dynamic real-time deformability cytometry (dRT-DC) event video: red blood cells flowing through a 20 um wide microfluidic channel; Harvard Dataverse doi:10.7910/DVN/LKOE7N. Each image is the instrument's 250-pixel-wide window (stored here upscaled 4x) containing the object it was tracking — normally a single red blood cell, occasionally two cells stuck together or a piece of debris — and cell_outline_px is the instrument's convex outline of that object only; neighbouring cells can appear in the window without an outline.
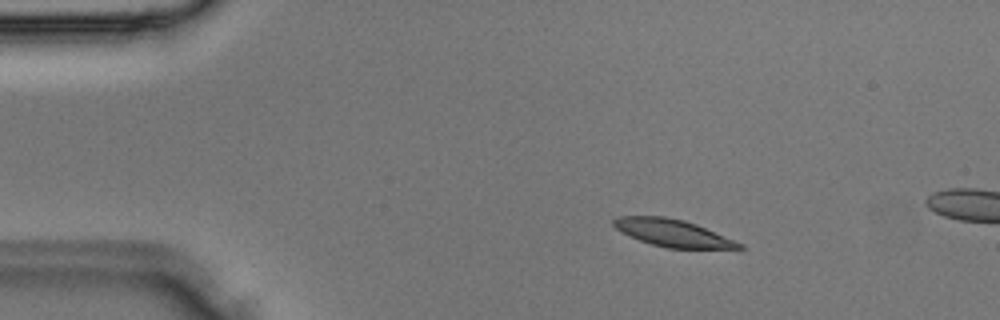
{"species": "Egyptian fruit bat (a non-hibernating species)", "species_latin": "Rousettus aegyptiacus", "temperature_condition": "room temperature", "stored_images_in_passage": 2, "camera_frame_rate_fps": 3000, "um_per_image_px": 0.085, "animal": {"sex": "male"}, "frame": {"image": 1, "passage_image": 1, "time_ms": 0.0, "image_size_px": [1000, 320], "cell_outline_px": [[744, 248], [740, 252], [668, 248], [652, 244], [640, 240], [620, 232], [612, 224], [612, 220], [616, 216], [664, 216], [684, 220], [696, 224], [744, 244]], "centroid_in_image_um": [57.34, 19.86], "position_along_channel_um": 27.7, "area_um2": 20.87}}